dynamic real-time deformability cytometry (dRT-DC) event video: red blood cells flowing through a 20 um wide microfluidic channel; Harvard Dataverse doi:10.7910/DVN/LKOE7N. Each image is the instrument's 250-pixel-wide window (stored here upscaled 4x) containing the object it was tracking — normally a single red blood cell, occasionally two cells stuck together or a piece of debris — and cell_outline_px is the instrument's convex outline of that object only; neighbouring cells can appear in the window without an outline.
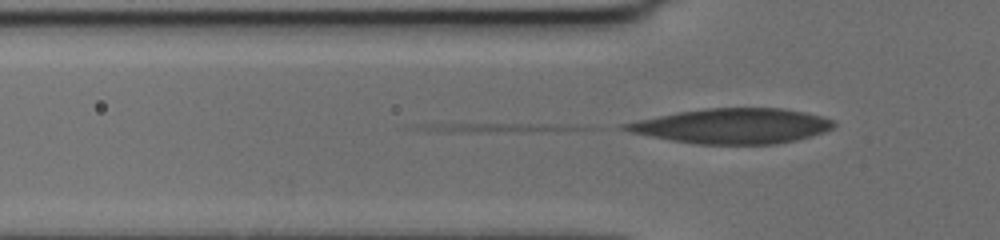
{"species": "human", "species_latin": "Homo sapiens", "temperature_condition": "cold", "stored_images_in_passage": 37, "camera_frame_rate_fps": 3000, "um_per_image_px": 0.085, "donor": {"sex": "female"}, "frame": {"image": 1, "passage_image": 3, "time_ms": 0.667, "image_size_px": [1000, 240], "cell_outline_px": [[836, 124], [832, 128], [824, 132], [812, 136], [796, 140], [776, 144], [700, 144], [672, 140], [632, 132], [616, 128], [620, 124], [680, 112], [704, 108], [784, 108], [804, 112], [836, 120]], "centroid_in_image_um": [62.3, 10.71], "position_along_channel_um": 63.5, "area_um2": 42.37}}
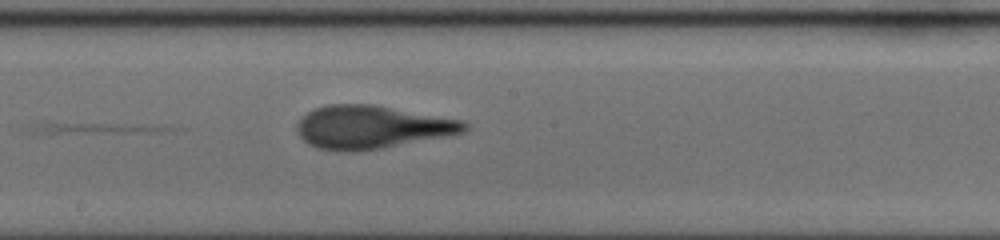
{"frame": {"image": 2, "passage_image": 16, "time_ms": 5.0, "image_size_px": [1000, 240], "cell_outline_px": [[468, 128], [464, 132], [384, 148], [360, 152], [340, 152], [316, 148], [308, 144], [296, 132], [296, 124], [308, 112], [316, 108], [328, 104], [372, 104], [464, 120], [468, 124]], "centroid_in_image_um": [31.57, 10.82], "position_along_channel_um": 216.6, "area_um2": 42.25}}
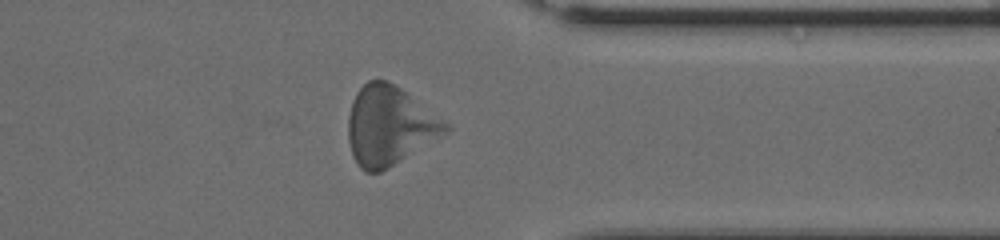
{"frame": {"image": 3, "passage_image": 30, "time_ms": 9.667, "image_size_px": [1000, 240], "cell_outline_px": [[452, 128], [448, 132], [388, 168], [380, 172], [364, 172], [356, 164], [348, 140], [348, 116], [352, 100], [356, 92], [368, 80], [388, 80], [400, 88], [452, 124]], "centroid_in_image_um": [33.11, 10.68], "position_along_channel_um": 378.3, "area_um2": 44.97}, "authors_computed_cell_mechanics": {"area_um2": 41.0958, "velocity_mm_per_s": 3.5925, "shape_relaxation_time_tau1_ms": 6.0593, "shape_relaxation_time_tau2_ms": 3.1417, "deformation_change_tau1": 0.1876, "deformation_change_tau2": 0.1503}}